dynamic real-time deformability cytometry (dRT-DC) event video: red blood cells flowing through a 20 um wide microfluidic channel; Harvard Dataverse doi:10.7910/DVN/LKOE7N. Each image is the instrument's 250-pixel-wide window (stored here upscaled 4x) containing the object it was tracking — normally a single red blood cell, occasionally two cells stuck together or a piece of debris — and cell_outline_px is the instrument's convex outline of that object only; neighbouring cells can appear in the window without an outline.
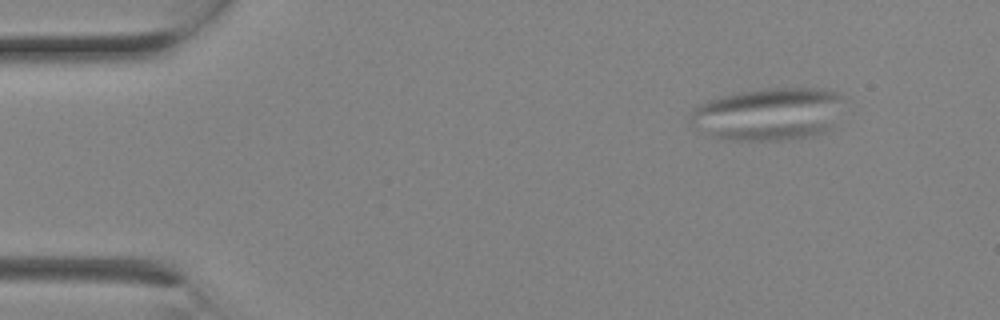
{"species": "Egyptian fruit bat (a non-hibernating species)", "species_latin": "Rousettus aegyptiacus", "temperature_condition": "room temperature", "stored_images_in_passage": 3, "camera_frame_rate_fps": 3000, "um_per_image_px": 0.085, "animal": {"sex": "female"}, "frame": {"image": 1, "passage_image": 3, "time_ms": 0.667, "image_size_px": [1000, 320], "cell_outline_px": [[840, 100], [832, 128], [824, 132], [808, 136], [788, 140], [728, 140], [716, 136], [692, 124], [688, 120], [692, 108], [708, 100], [720, 96], [740, 92], [764, 88], [824, 88], [840, 92]], "centroid_in_image_um": [65.3, 9.68], "position_along_channel_um": 19.7, "area_um2": 46.7}}